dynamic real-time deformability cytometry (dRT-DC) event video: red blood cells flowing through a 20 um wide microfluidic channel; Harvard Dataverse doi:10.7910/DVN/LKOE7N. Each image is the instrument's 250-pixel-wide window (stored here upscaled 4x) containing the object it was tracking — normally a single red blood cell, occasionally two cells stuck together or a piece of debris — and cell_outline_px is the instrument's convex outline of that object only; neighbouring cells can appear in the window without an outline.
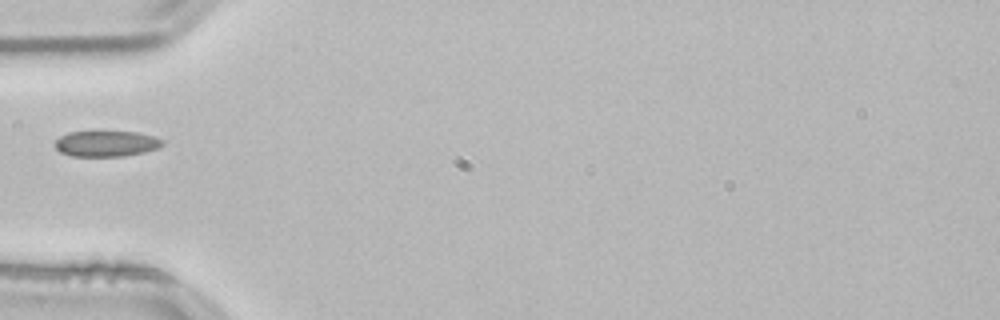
{"species": "common noctule bat (a hibernating species)", "species_latin": "Nyctalus noctula", "temperature_condition": "room temperature", "stored_images_in_passage": 37, "camera_frame_rate_fps": 3000, "um_per_image_px": 0.085, "animal": {"sex": "male", "body_mass_g": 21.5, "forearm_length_mm": 52.0}, "frame": {"image": 1, "passage_image": 1, "time_ms": 0.0, "image_size_px": [1000, 320], "cell_outline_px": [[164, 144], [156, 148], [144, 152], [124, 156], [72, 156], [60, 152], [52, 144], [60, 136], [68, 132], [136, 132], [152, 136], [164, 140]], "centroid_in_image_um": [9.0, 12.21], "position_along_channel_um": 76.0, "area_um2": 16.07}}
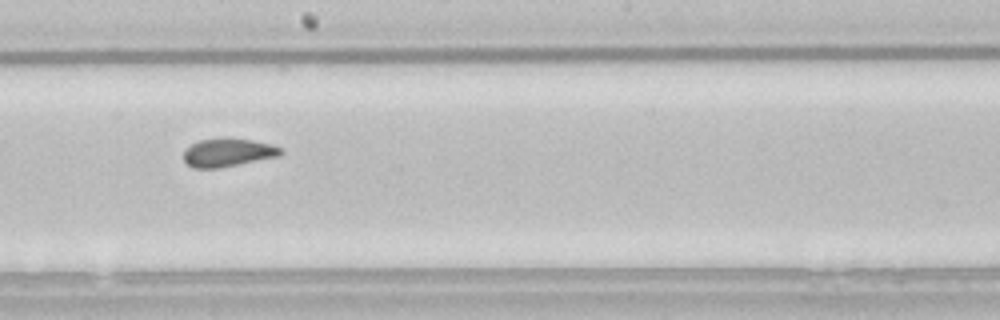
{"frame": {"image": 2, "passage_image": 13, "time_ms": 4.0, "image_size_px": [1000, 320], "cell_outline_px": [[284, 152], [280, 156], [220, 168], [192, 168], [184, 160], [184, 148], [200, 140], [252, 140], [272, 144], [284, 148]], "centroid_in_image_um": [19.42, 13.0], "position_along_channel_um": 228.8, "area_um2": 15.72}}
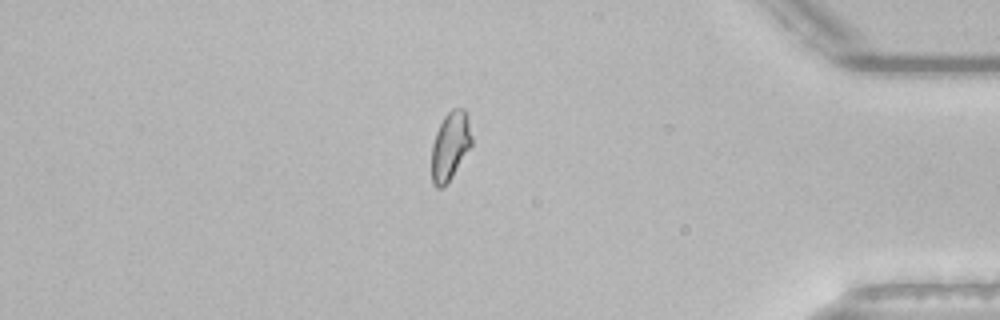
{"frame": {"image": 3, "passage_image": 29, "time_ms": 9.333, "image_size_px": [1000, 320], "cell_outline_px": [[472, 144], [448, 184], [444, 188], [436, 188], [432, 184], [432, 144], [436, 132], [444, 116], [452, 108], [464, 108], [468, 116], [472, 136]], "centroid_in_image_um": [38.27, 12.42], "position_along_channel_um": 396.9, "area_um2": 16.18}}